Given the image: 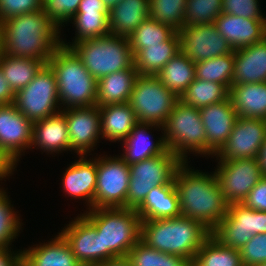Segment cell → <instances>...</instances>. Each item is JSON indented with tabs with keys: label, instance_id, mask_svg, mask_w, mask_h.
<instances>
[{
	"label": "cell",
	"instance_id": "cell-36",
	"mask_svg": "<svg viewBox=\"0 0 266 266\" xmlns=\"http://www.w3.org/2000/svg\"><path fill=\"white\" fill-rule=\"evenodd\" d=\"M228 98L229 89L225 85L195 78L179 99L186 105L200 109Z\"/></svg>",
	"mask_w": 266,
	"mask_h": 266
},
{
	"label": "cell",
	"instance_id": "cell-47",
	"mask_svg": "<svg viewBox=\"0 0 266 266\" xmlns=\"http://www.w3.org/2000/svg\"><path fill=\"white\" fill-rule=\"evenodd\" d=\"M242 204L247 208L266 212V176L252 188Z\"/></svg>",
	"mask_w": 266,
	"mask_h": 266
},
{
	"label": "cell",
	"instance_id": "cell-16",
	"mask_svg": "<svg viewBox=\"0 0 266 266\" xmlns=\"http://www.w3.org/2000/svg\"><path fill=\"white\" fill-rule=\"evenodd\" d=\"M266 139V120L238 117L228 140L215 154L216 160L257 158Z\"/></svg>",
	"mask_w": 266,
	"mask_h": 266
},
{
	"label": "cell",
	"instance_id": "cell-51",
	"mask_svg": "<svg viewBox=\"0 0 266 266\" xmlns=\"http://www.w3.org/2000/svg\"><path fill=\"white\" fill-rule=\"evenodd\" d=\"M15 99V92L10 87V84L4 78L0 69V105L12 104Z\"/></svg>",
	"mask_w": 266,
	"mask_h": 266
},
{
	"label": "cell",
	"instance_id": "cell-24",
	"mask_svg": "<svg viewBox=\"0 0 266 266\" xmlns=\"http://www.w3.org/2000/svg\"><path fill=\"white\" fill-rule=\"evenodd\" d=\"M33 148L53 156L70 151L67 121L61 112L33 123Z\"/></svg>",
	"mask_w": 266,
	"mask_h": 266
},
{
	"label": "cell",
	"instance_id": "cell-26",
	"mask_svg": "<svg viewBox=\"0 0 266 266\" xmlns=\"http://www.w3.org/2000/svg\"><path fill=\"white\" fill-rule=\"evenodd\" d=\"M148 17L149 0H120L109 8V32L129 38Z\"/></svg>",
	"mask_w": 266,
	"mask_h": 266
},
{
	"label": "cell",
	"instance_id": "cell-9",
	"mask_svg": "<svg viewBox=\"0 0 266 266\" xmlns=\"http://www.w3.org/2000/svg\"><path fill=\"white\" fill-rule=\"evenodd\" d=\"M178 100L156 75H138L128 103L139 123L163 127Z\"/></svg>",
	"mask_w": 266,
	"mask_h": 266
},
{
	"label": "cell",
	"instance_id": "cell-23",
	"mask_svg": "<svg viewBox=\"0 0 266 266\" xmlns=\"http://www.w3.org/2000/svg\"><path fill=\"white\" fill-rule=\"evenodd\" d=\"M153 128L155 131L158 129L157 131L162 133L157 138L158 140L152 139L154 137V134H151V131H154ZM121 144L123 153L119 154L128 165L161 155L167 150L163 137V128L152 124L138 123Z\"/></svg>",
	"mask_w": 266,
	"mask_h": 266
},
{
	"label": "cell",
	"instance_id": "cell-17",
	"mask_svg": "<svg viewBox=\"0 0 266 266\" xmlns=\"http://www.w3.org/2000/svg\"><path fill=\"white\" fill-rule=\"evenodd\" d=\"M33 122L12 104L0 105V148L16 164L31 150Z\"/></svg>",
	"mask_w": 266,
	"mask_h": 266
},
{
	"label": "cell",
	"instance_id": "cell-40",
	"mask_svg": "<svg viewBox=\"0 0 266 266\" xmlns=\"http://www.w3.org/2000/svg\"><path fill=\"white\" fill-rule=\"evenodd\" d=\"M133 266H191V261L147 246L141 240L127 255Z\"/></svg>",
	"mask_w": 266,
	"mask_h": 266
},
{
	"label": "cell",
	"instance_id": "cell-11",
	"mask_svg": "<svg viewBox=\"0 0 266 266\" xmlns=\"http://www.w3.org/2000/svg\"><path fill=\"white\" fill-rule=\"evenodd\" d=\"M97 156V184L93 209L126 208L129 189V165L120 155Z\"/></svg>",
	"mask_w": 266,
	"mask_h": 266
},
{
	"label": "cell",
	"instance_id": "cell-3",
	"mask_svg": "<svg viewBox=\"0 0 266 266\" xmlns=\"http://www.w3.org/2000/svg\"><path fill=\"white\" fill-rule=\"evenodd\" d=\"M211 235L201 222L186 216L141 220L140 240L158 251L192 262L204 241Z\"/></svg>",
	"mask_w": 266,
	"mask_h": 266
},
{
	"label": "cell",
	"instance_id": "cell-7",
	"mask_svg": "<svg viewBox=\"0 0 266 266\" xmlns=\"http://www.w3.org/2000/svg\"><path fill=\"white\" fill-rule=\"evenodd\" d=\"M98 81L134 65L130 40L113 34L85 39L69 47Z\"/></svg>",
	"mask_w": 266,
	"mask_h": 266
},
{
	"label": "cell",
	"instance_id": "cell-8",
	"mask_svg": "<svg viewBox=\"0 0 266 266\" xmlns=\"http://www.w3.org/2000/svg\"><path fill=\"white\" fill-rule=\"evenodd\" d=\"M181 163L182 161L167 149L161 155L130 164L126 208L136 209L152 188L169 185L173 181L176 168Z\"/></svg>",
	"mask_w": 266,
	"mask_h": 266
},
{
	"label": "cell",
	"instance_id": "cell-31",
	"mask_svg": "<svg viewBox=\"0 0 266 266\" xmlns=\"http://www.w3.org/2000/svg\"><path fill=\"white\" fill-rule=\"evenodd\" d=\"M180 51V35L175 32L167 41L140 49L133 56L134 66L139 75H156Z\"/></svg>",
	"mask_w": 266,
	"mask_h": 266
},
{
	"label": "cell",
	"instance_id": "cell-27",
	"mask_svg": "<svg viewBox=\"0 0 266 266\" xmlns=\"http://www.w3.org/2000/svg\"><path fill=\"white\" fill-rule=\"evenodd\" d=\"M141 220L168 219L180 216V207L174 181L152 188L135 209Z\"/></svg>",
	"mask_w": 266,
	"mask_h": 266
},
{
	"label": "cell",
	"instance_id": "cell-10",
	"mask_svg": "<svg viewBox=\"0 0 266 266\" xmlns=\"http://www.w3.org/2000/svg\"><path fill=\"white\" fill-rule=\"evenodd\" d=\"M13 104L33 123L61 112L56 76L48 64L28 85L15 93Z\"/></svg>",
	"mask_w": 266,
	"mask_h": 266
},
{
	"label": "cell",
	"instance_id": "cell-13",
	"mask_svg": "<svg viewBox=\"0 0 266 266\" xmlns=\"http://www.w3.org/2000/svg\"><path fill=\"white\" fill-rule=\"evenodd\" d=\"M214 170L223 198L228 204L242 203L263 177L257 158L215 160Z\"/></svg>",
	"mask_w": 266,
	"mask_h": 266
},
{
	"label": "cell",
	"instance_id": "cell-38",
	"mask_svg": "<svg viewBox=\"0 0 266 266\" xmlns=\"http://www.w3.org/2000/svg\"><path fill=\"white\" fill-rule=\"evenodd\" d=\"M234 52L195 63L196 78L232 86Z\"/></svg>",
	"mask_w": 266,
	"mask_h": 266
},
{
	"label": "cell",
	"instance_id": "cell-56",
	"mask_svg": "<svg viewBox=\"0 0 266 266\" xmlns=\"http://www.w3.org/2000/svg\"><path fill=\"white\" fill-rule=\"evenodd\" d=\"M256 266H266V262L259 264V265H256Z\"/></svg>",
	"mask_w": 266,
	"mask_h": 266
},
{
	"label": "cell",
	"instance_id": "cell-41",
	"mask_svg": "<svg viewBox=\"0 0 266 266\" xmlns=\"http://www.w3.org/2000/svg\"><path fill=\"white\" fill-rule=\"evenodd\" d=\"M187 0H149V17L179 32L185 24Z\"/></svg>",
	"mask_w": 266,
	"mask_h": 266
},
{
	"label": "cell",
	"instance_id": "cell-39",
	"mask_svg": "<svg viewBox=\"0 0 266 266\" xmlns=\"http://www.w3.org/2000/svg\"><path fill=\"white\" fill-rule=\"evenodd\" d=\"M175 32L171 27L148 17L129 37L133 56L140 49L148 48L149 45L167 41Z\"/></svg>",
	"mask_w": 266,
	"mask_h": 266
},
{
	"label": "cell",
	"instance_id": "cell-35",
	"mask_svg": "<svg viewBox=\"0 0 266 266\" xmlns=\"http://www.w3.org/2000/svg\"><path fill=\"white\" fill-rule=\"evenodd\" d=\"M109 13H76L71 19L75 30V37L67 42L61 37V45L70 47L72 44L85 39L98 38L110 34L108 24Z\"/></svg>",
	"mask_w": 266,
	"mask_h": 266
},
{
	"label": "cell",
	"instance_id": "cell-22",
	"mask_svg": "<svg viewBox=\"0 0 266 266\" xmlns=\"http://www.w3.org/2000/svg\"><path fill=\"white\" fill-rule=\"evenodd\" d=\"M57 234L50 241L23 248L21 266H80L63 236Z\"/></svg>",
	"mask_w": 266,
	"mask_h": 266
},
{
	"label": "cell",
	"instance_id": "cell-1",
	"mask_svg": "<svg viewBox=\"0 0 266 266\" xmlns=\"http://www.w3.org/2000/svg\"><path fill=\"white\" fill-rule=\"evenodd\" d=\"M188 163L190 161L182 162L173 178L180 213L201 222L211 231L227 214L228 203L223 198L214 171L202 172Z\"/></svg>",
	"mask_w": 266,
	"mask_h": 266
},
{
	"label": "cell",
	"instance_id": "cell-4",
	"mask_svg": "<svg viewBox=\"0 0 266 266\" xmlns=\"http://www.w3.org/2000/svg\"><path fill=\"white\" fill-rule=\"evenodd\" d=\"M100 234L102 261L125 257L141 237V218L132 208H97L80 213Z\"/></svg>",
	"mask_w": 266,
	"mask_h": 266
},
{
	"label": "cell",
	"instance_id": "cell-32",
	"mask_svg": "<svg viewBox=\"0 0 266 266\" xmlns=\"http://www.w3.org/2000/svg\"><path fill=\"white\" fill-rule=\"evenodd\" d=\"M156 76L167 89L180 98L196 78L195 63L180 51Z\"/></svg>",
	"mask_w": 266,
	"mask_h": 266
},
{
	"label": "cell",
	"instance_id": "cell-21",
	"mask_svg": "<svg viewBox=\"0 0 266 266\" xmlns=\"http://www.w3.org/2000/svg\"><path fill=\"white\" fill-rule=\"evenodd\" d=\"M214 24L234 51L253 45L266 37V20H254L222 12Z\"/></svg>",
	"mask_w": 266,
	"mask_h": 266
},
{
	"label": "cell",
	"instance_id": "cell-30",
	"mask_svg": "<svg viewBox=\"0 0 266 266\" xmlns=\"http://www.w3.org/2000/svg\"><path fill=\"white\" fill-rule=\"evenodd\" d=\"M229 98L238 117L266 120V82L232 85Z\"/></svg>",
	"mask_w": 266,
	"mask_h": 266
},
{
	"label": "cell",
	"instance_id": "cell-28",
	"mask_svg": "<svg viewBox=\"0 0 266 266\" xmlns=\"http://www.w3.org/2000/svg\"><path fill=\"white\" fill-rule=\"evenodd\" d=\"M102 140L116 143L127 138L139 123L129 103L99 107Z\"/></svg>",
	"mask_w": 266,
	"mask_h": 266
},
{
	"label": "cell",
	"instance_id": "cell-50",
	"mask_svg": "<svg viewBox=\"0 0 266 266\" xmlns=\"http://www.w3.org/2000/svg\"><path fill=\"white\" fill-rule=\"evenodd\" d=\"M21 250L0 249V266H21Z\"/></svg>",
	"mask_w": 266,
	"mask_h": 266
},
{
	"label": "cell",
	"instance_id": "cell-18",
	"mask_svg": "<svg viewBox=\"0 0 266 266\" xmlns=\"http://www.w3.org/2000/svg\"><path fill=\"white\" fill-rule=\"evenodd\" d=\"M87 156L79 155L78 160L65 168L60 184L68 197L85 202V211L93 209L97 184V157L88 159Z\"/></svg>",
	"mask_w": 266,
	"mask_h": 266
},
{
	"label": "cell",
	"instance_id": "cell-54",
	"mask_svg": "<svg viewBox=\"0 0 266 266\" xmlns=\"http://www.w3.org/2000/svg\"><path fill=\"white\" fill-rule=\"evenodd\" d=\"M102 1L108 6V8H110L116 3H118L120 0H102Z\"/></svg>",
	"mask_w": 266,
	"mask_h": 266
},
{
	"label": "cell",
	"instance_id": "cell-49",
	"mask_svg": "<svg viewBox=\"0 0 266 266\" xmlns=\"http://www.w3.org/2000/svg\"><path fill=\"white\" fill-rule=\"evenodd\" d=\"M17 165L6 155V153L0 148V183L3 185V180H9V177L14 175Z\"/></svg>",
	"mask_w": 266,
	"mask_h": 266
},
{
	"label": "cell",
	"instance_id": "cell-2",
	"mask_svg": "<svg viewBox=\"0 0 266 266\" xmlns=\"http://www.w3.org/2000/svg\"><path fill=\"white\" fill-rule=\"evenodd\" d=\"M2 54L32 58L46 64L61 46V30L44 10L11 17L0 23Z\"/></svg>",
	"mask_w": 266,
	"mask_h": 266
},
{
	"label": "cell",
	"instance_id": "cell-37",
	"mask_svg": "<svg viewBox=\"0 0 266 266\" xmlns=\"http://www.w3.org/2000/svg\"><path fill=\"white\" fill-rule=\"evenodd\" d=\"M7 188L0 184V249H12V243L18 239L22 226L19 211L11 204ZM18 213V214H17Z\"/></svg>",
	"mask_w": 266,
	"mask_h": 266
},
{
	"label": "cell",
	"instance_id": "cell-57",
	"mask_svg": "<svg viewBox=\"0 0 266 266\" xmlns=\"http://www.w3.org/2000/svg\"><path fill=\"white\" fill-rule=\"evenodd\" d=\"M80 266H95V265H83V264H81Z\"/></svg>",
	"mask_w": 266,
	"mask_h": 266
},
{
	"label": "cell",
	"instance_id": "cell-55",
	"mask_svg": "<svg viewBox=\"0 0 266 266\" xmlns=\"http://www.w3.org/2000/svg\"><path fill=\"white\" fill-rule=\"evenodd\" d=\"M2 54V39H1V28H0V55Z\"/></svg>",
	"mask_w": 266,
	"mask_h": 266
},
{
	"label": "cell",
	"instance_id": "cell-46",
	"mask_svg": "<svg viewBox=\"0 0 266 266\" xmlns=\"http://www.w3.org/2000/svg\"><path fill=\"white\" fill-rule=\"evenodd\" d=\"M41 10L42 0H0V23L17 15Z\"/></svg>",
	"mask_w": 266,
	"mask_h": 266
},
{
	"label": "cell",
	"instance_id": "cell-19",
	"mask_svg": "<svg viewBox=\"0 0 266 266\" xmlns=\"http://www.w3.org/2000/svg\"><path fill=\"white\" fill-rule=\"evenodd\" d=\"M60 231L81 264L96 265L102 262L100 234H97L96 229L81 214L69 221Z\"/></svg>",
	"mask_w": 266,
	"mask_h": 266
},
{
	"label": "cell",
	"instance_id": "cell-29",
	"mask_svg": "<svg viewBox=\"0 0 266 266\" xmlns=\"http://www.w3.org/2000/svg\"><path fill=\"white\" fill-rule=\"evenodd\" d=\"M138 75L133 65L128 69L100 78L97 81L96 106L128 103Z\"/></svg>",
	"mask_w": 266,
	"mask_h": 266
},
{
	"label": "cell",
	"instance_id": "cell-15",
	"mask_svg": "<svg viewBox=\"0 0 266 266\" xmlns=\"http://www.w3.org/2000/svg\"><path fill=\"white\" fill-rule=\"evenodd\" d=\"M179 35L181 51L194 63L234 52L214 23L184 24Z\"/></svg>",
	"mask_w": 266,
	"mask_h": 266
},
{
	"label": "cell",
	"instance_id": "cell-20",
	"mask_svg": "<svg viewBox=\"0 0 266 266\" xmlns=\"http://www.w3.org/2000/svg\"><path fill=\"white\" fill-rule=\"evenodd\" d=\"M199 112L207 138V158H214L228 140L238 115L230 98L202 107Z\"/></svg>",
	"mask_w": 266,
	"mask_h": 266
},
{
	"label": "cell",
	"instance_id": "cell-44",
	"mask_svg": "<svg viewBox=\"0 0 266 266\" xmlns=\"http://www.w3.org/2000/svg\"><path fill=\"white\" fill-rule=\"evenodd\" d=\"M260 0H222V12L254 20H266Z\"/></svg>",
	"mask_w": 266,
	"mask_h": 266
},
{
	"label": "cell",
	"instance_id": "cell-5",
	"mask_svg": "<svg viewBox=\"0 0 266 266\" xmlns=\"http://www.w3.org/2000/svg\"><path fill=\"white\" fill-rule=\"evenodd\" d=\"M47 64L56 76L61 109L96 106L97 80L70 48L59 46Z\"/></svg>",
	"mask_w": 266,
	"mask_h": 266
},
{
	"label": "cell",
	"instance_id": "cell-53",
	"mask_svg": "<svg viewBox=\"0 0 266 266\" xmlns=\"http://www.w3.org/2000/svg\"><path fill=\"white\" fill-rule=\"evenodd\" d=\"M257 160L260 164V168L262 170L263 176H266V139L260 148L259 155L257 156Z\"/></svg>",
	"mask_w": 266,
	"mask_h": 266
},
{
	"label": "cell",
	"instance_id": "cell-14",
	"mask_svg": "<svg viewBox=\"0 0 266 266\" xmlns=\"http://www.w3.org/2000/svg\"><path fill=\"white\" fill-rule=\"evenodd\" d=\"M61 113L67 121L70 152L93 157L91 152L102 140L99 107L64 108Z\"/></svg>",
	"mask_w": 266,
	"mask_h": 266
},
{
	"label": "cell",
	"instance_id": "cell-33",
	"mask_svg": "<svg viewBox=\"0 0 266 266\" xmlns=\"http://www.w3.org/2000/svg\"><path fill=\"white\" fill-rule=\"evenodd\" d=\"M45 64L32 58L0 55V69L15 93L28 85Z\"/></svg>",
	"mask_w": 266,
	"mask_h": 266
},
{
	"label": "cell",
	"instance_id": "cell-43",
	"mask_svg": "<svg viewBox=\"0 0 266 266\" xmlns=\"http://www.w3.org/2000/svg\"><path fill=\"white\" fill-rule=\"evenodd\" d=\"M44 13L63 31L77 13L81 0H42Z\"/></svg>",
	"mask_w": 266,
	"mask_h": 266
},
{
	"label": "cell",
	"instance_id": "cell-48",
	"mask_svg": "<svg viewBox=\"0 0 266 266\" xmlns=\"http://www.w3.org/2000/svg\"><path fill=\"white\" fill-rule=\"evenodd\" d=\"M77 13H109V8L102 0H81Z\"/></svg>",
	"mask_w": 266,
	"mask_h": 266
},
{
	"label": "cell",
	"instance_id": "cell-6",
	"mask_svg": "<svg viewBox=\"0 0 266 266\" xmlns=\"http://www.w3.org/2000/svg\"><path fill=\"white\" fill-rule=\"evenodd\" d=\"M162 128L167 149L182 162H189L190 154L207 157L205 127L198 108L179 99Z\"/></svg>",
	"mask_w": 266,
	"mask_h": 266
},
{
	"label": "cell",
	"instance_id": "cell-42",
	"mask_svg": "<svg viewBox=\"0 0 266 266\" xmlns=\"http://www.w3.org/2000/svg\"><path fill=\"white\" fill-rule=\"evenodd\" d=\"M222 0H187L185 24L214 23L222 13Z\"/></svg>",
	"mask_w": 266,
	"mask_h": 266
},
{
	"label": "cell",
	"instance_id": "cell-12",
	"mask_svg": "<svg viewBox=\"0 0 266 266\" xmlns=\"http://www.w3.org/2000/svg\"><path fill=\"white\" fill-rule=\"evenodd\" d=\"M255 234H266V212L228 204L224 218L211 230L220 244L240 250Z\"/></svg>",
	"mask_w": 266,
	"mask_h": 266
},
{
	"label": "cell",
	"instance_id": "cell-25",
	"mask_svg": "<svg viewBox=\"0 0 266 266\" xmlns=\"http://www.w3.org/2000/svg\"><path fill=\"white\" fill-rule=\"evenodd\" d=\"M266 82V37L234 51L232 85Z\"/></svg>",
	"mask_w": 266,
	"mask_h": 266
},
{
	"label": "cell",
	"instance_id": "cell-34",
	"mask_svg": "<svg viewBox=\"0 0 266 266\" xmlns=\"http://www.w3.org/2000/svg\"><path fill=\"white\" fill-rule=\"evenodd\" d=\"M191 266H243L240 251L220 244L211 235L197 251Z\"/></svg>",
	"mask_w": 266,
	"mask_h": 266
},
{
	"label": "cell",
	"instance_id": "cell-45",
	"mask_svg": "<svg viewBox=\"0 0 266 266\" xmlns=\"http://www.w3.org/2000/svg\"><path fill=\"white\" fill-rule=\"evenodd\" d=\"M243 266H256L266 262V234H255L240 248Z\"/></svg>",
	"mask_w": 266,
	"mask_h": 266
},
{
	"label": "cell",
	"instance_id": "cell-52",
	"mask_svg": "<svg viewBox=\"0 0 266 266\" xmlns=\"http://www.w3.org/2000/svg\"><path fill=\"white\" fill-rule=\"evenodd\" d=\"M95 266H133L127 256L102 261Z\"/></svg>",
	"mask_w": 266,
	"mask_h": 266
}]
</instances>
